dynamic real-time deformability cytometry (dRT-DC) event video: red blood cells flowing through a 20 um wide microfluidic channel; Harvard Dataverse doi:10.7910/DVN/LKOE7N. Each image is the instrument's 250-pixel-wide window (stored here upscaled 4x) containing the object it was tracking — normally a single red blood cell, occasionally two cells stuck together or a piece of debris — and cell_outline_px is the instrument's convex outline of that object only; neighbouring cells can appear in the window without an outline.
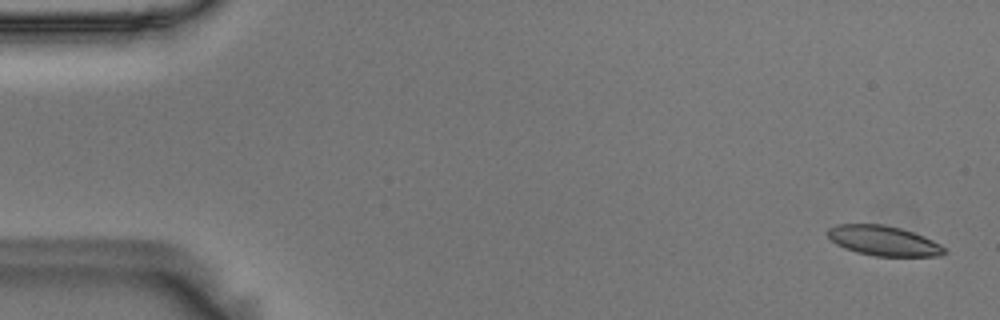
{"species": "Egyptian fruit bat (a non-hibernating species)", "species_latin": "Rousettus aegyptiacus", "temperature_condition": "room temperature", "stored_images_in_passage": 56, "camera_frame_rate_fps": 3000, "um_per_image_px": 0.085, "animal": {"sex": "male"}, "frame": {"image": 1, "passage_image": 2, "time_ms": 0.333, "image_size_px": [1000, 320], "cell_outline_px": [[948, 252], [940, 256], [876, 256], [856, 252], [844, 248], [836, 244], [824, 232], [828, 228], [836, 224], [884, 224], [900, 228], [924, 236], [940, 244]], "centroid_in_image_um": [75.07, 20.46], "position_along_channel_um": 9.9, "area_um2": 20.46}}
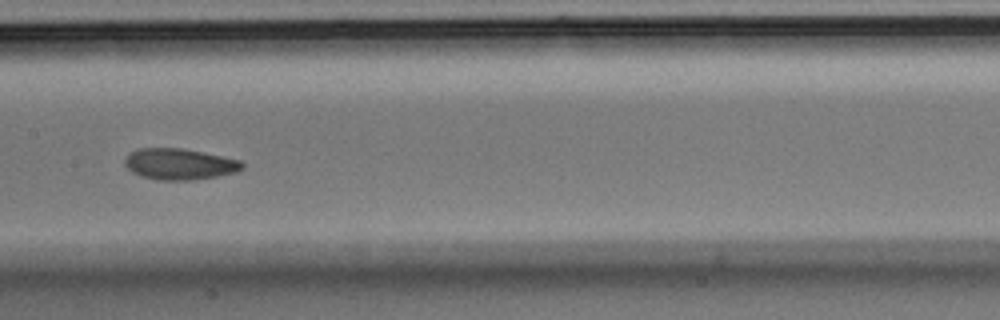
{"frame": {"image": 2, "passage_image": 28, "time_ms": 9.0, "image_size_px": [1000, 320], "cell_outline_px": [[244, 168], [236, 172], [216, 176], [192, 180], [156, 180], [140, 176], [132, 172], [124, 164], [124, 160], [128, 152], [136, 148], [184, 148], [240, 160], [244, 164]], "centroid_in_image_um": [15.21, 13.94], "position_along_channel_um": 192.2, "area_um2": 21.5}}
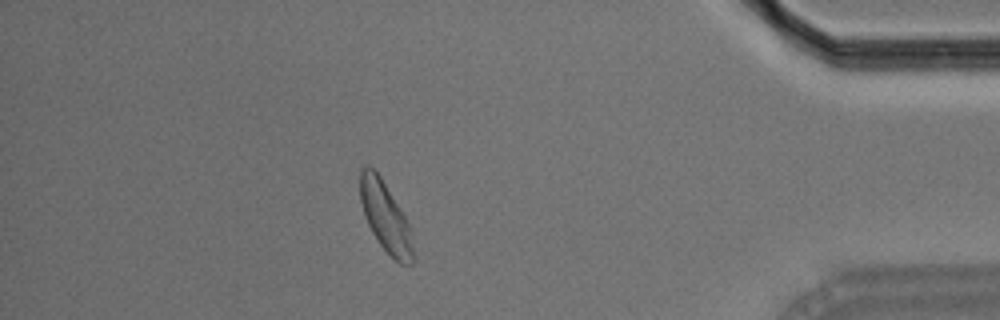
{"frame": {"image": 3, "passage_image": 49, "time_ms": 16.0, "image_size_px": [1000, 320], "cell_outline_px": [[412, 264], [400, 264], [380, 244], [372, 232], [364, 216], [360, 200], [360, 168], [364, 164], [368, 164], [380, 176], [404, 216], [412, 232]], "centroid_in_image_um": [32.72, 18.39], "position_along_channel_um": 402.5, "area_um2": 21.1}, "authors_computed_cell_mechanics": {"area_um2": 21.2415, "velocity_mm_per_s": 3.6082, "shape_relaxation_time_tau1_ms": 3.7628, "shape_relaxation_time_tau2_ms": 2.8334, "deformation_change_tau1": 0.1094, "deformation_change_tau2": 0.0723}}